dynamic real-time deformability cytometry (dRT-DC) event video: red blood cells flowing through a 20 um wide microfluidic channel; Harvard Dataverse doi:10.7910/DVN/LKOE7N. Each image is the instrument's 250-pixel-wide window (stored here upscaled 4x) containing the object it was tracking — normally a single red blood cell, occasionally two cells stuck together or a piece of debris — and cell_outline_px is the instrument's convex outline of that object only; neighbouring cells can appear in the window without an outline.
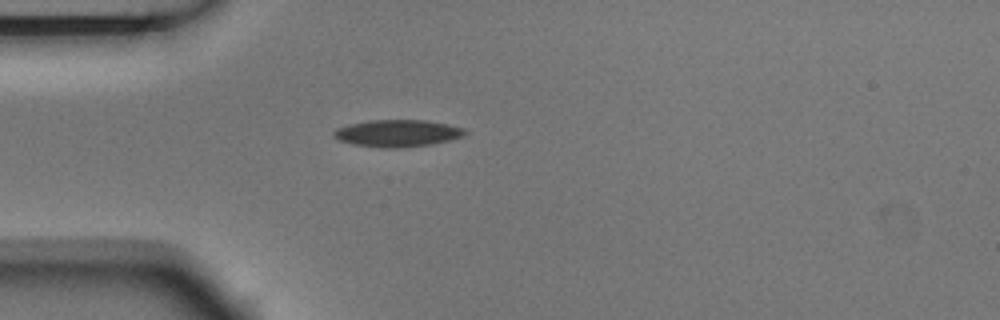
{"species": "Egyptian fruit bat (a non-hibernating species)", "species_latin": "Rousettus aegyptiacus", "temperature_condition": "room temperature", "stored_images_in_passage": 1, "camera_frame_rate_fps": 3000, "um_per_image_px": 0.085, "animal": {"sex": "male"}, "frame": {"image": 1, "passage_image": 1, "time_ms": 0.0, "image_size_px": [1000, 320], "cell_outline_px": [[468, 132], [464, 136], [432, 144], [400, 148], [380, 148], [352, 144], [340, 140], [332, 136], [332, 132], [336, 128], [348, 124], [368, 120], [424, 120], [448, 124], [464, 128]], "centroid_in_image_um": [33.76, 11.32], "position_along_channel_um": 51.2, "area_um2": 20.87}}